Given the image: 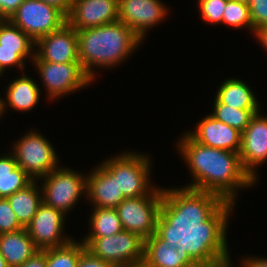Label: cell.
<instances>
[{
  "mask_svg": "<svg viewBox=\"0 0 267 267\" xmlns=\"http://www.w3.org/2000/svg\"><path fill=\"white\" fill-rule=\"evenodd\" d=\"M217 89L214 97L222 104L239 109H261L254 91L242 79L229 77Z\"/></svg>",
  "mask_w": 267,
  "mask_h": 267,
  "instance_id": "22",
  "label": "cell"
},
{
  "mask_svg": "<svg viewBox=\"0 0 267 267\" xmlns=\"http://www.w3.org/2000/svg\"><path fill=\"white\" fill-rule=\"evenodd\" d=\"M162 200L163 187L159 185L147 196L125 198L116 207L123 230L150 238L156 232Z\"/></svg>",
  "mask_w": 267,
  "mask_h": 267,
  "instance_id": "9",
  "label": "cell"
},
{
  "mask_svg": "<svg viewBox=\"0 0 267 267\" xmlns=\"http://www.w3.org/2000/svg\"><path fill=\"white\" fill-rule=\"evenodd\" d=\"M46 4L56 7L66 17L70 14L73 0H40Z\"/></svg>",
  "mask_w": 267,
  "mask_h": 267,
  "instance_id": "36",
  "label": "cell"
},
{
  "mask_svg": "<svg viewBox=\"0 0 267 267\" xmlns=\"http://www.w3.org/2000/svg\"><path fill=\"white\" fill-rule=\"evenodd\" d=\"M99 164L87 172L86 198L92 207L116 208L125 197L118 189L117 177L102 163Z\"/></svg>",
  "mask_w": 267,
  "mask_h": 267,
  "instance_id": "18",
  "label": "cell"
},
{
  "mask_svg": "<svg viewBox=\"0 0 267 267\" xmlns=\"http://www.w3.org/2000/svg\"><path fill=\"white\" fill-rule=\"evenodd\" d=\"M7 200L19 223L26 228L43 202L40 183L34 180L26 188L7 197Z\"/></svg>",
  "mask_w": 267,
  "mask_h": 267,
  "instance_id": "23",
  "label": "cell"
},
{
  "mask_svg": "<svg viewBox=\"0 0 267 267\" xmlns=\"http://www.w3.org/2000/svg\"><path fill=\"white\" fill-rule=\"evenodd\" d=\"M200 18L207 24H222L227 0H197Z\"/></svg>",
  "mask_w": 267,
  "mask_h": 267,
  "instance_id": "29",
  "label": "cell"
},
{
  "mask_svg": "<svg viewBox=\"0 0 267 267\" xmlns=\"http://www.w3.org/2000/svg\"><path fill=\"white\" fill-rule=\"evenodd\" d=\"M222 24L235 30L246 27L245 29L250 30L252 34V21L248 4L236 0H227Z\"/></svg>",
  "mask_w": 267,
  "mask_h": 267,
  "instance_id": "28",
  "label": "cell"
},
{
  "mask_svg": "<svg viewBox=\"0 0 267 267\" xmlns=\"http://www.w3.org/2000/svg\"><path fill=\"white\" fill-rule=\"evenodd\" d=\"M32 66L37 70L46 97L58 101L63 96L72 95L78 90L88 88L93 83L92 78L85 72L80 61L72 63H51L40 60L36 55Z\"/></svg>",
  "mask_w": 267,
  "mask_h": 267,
  "instance_id": "6",
  "label": "cell"
},
{
  "mask_svg": "<svg viewBox=\"0 0 267 267\" xmlns=\"http://www.w3.org/2000/svg\"><path fill=\"white\" fill-rule=\"evenodd\" d=\"M4 113H5L4 99L0 96V120L1 117L4 115Z\"/></svg>",
  "mask_w": 267,
  "mask_h": 267,
  "instance_id": "40",
  "label": "cell"
},
{
  "mask_svg": "<svg viewBox=\"0 0 267 267\" xmlns=\"http://www.w3.org/2000/svg\"><path fill=\"white\" fill-rule=\"evenodd\" d=\"M81 241L89 252L113 267H128L144 258L145 239L126 230L105 237H83Z\"/></svg>",
  "mask_w": 267,
  "mask_h": 267,
  "instance_id": "8",
  "label": "cell"
},
{
  "mask_svg": "<svg viewBox=\"0 0 267 267\" xmlns=\"http://www.w3.org/2000/svg\"><path fill=\"white\" fill-rule=\"evenodd\" d=\"M10 148L16 162L32 179L38 180L56 169L59 157L52 143L38 131H26Z\"/></svg>",
  "mask_w": 267,
  "mask_h": 267,
  "instance_id": "7",
  "label": "cell"
},
{
  "mask_svg": "<svg viewBox=\"0 0 267 267\" xmlns=\"http://www.w3.org/2000/svg\"><path fill=\"white\" fill-rule=\"evenodd\" d=\"M236 1H239V2H243V3L249 4L251 0H236Z\"/></svg>",
  "mask_w": 267,
  "mask_h": 267,
  "instance_id": "42",
  "label": "cell"
},
{
  "mask_svg": "<svg viewBox=\"0 0 267 267\" xmlns=\"http://www.w3.org/2000/svg\"><path fill=\"white\" fill-rule=\"evenodd\" d=\"M72 169L60 165L38 179L43 202L66 216L79 205L81 197H87V174Z\"/></svg>",
  "mask_w": 267,
  "mask_h": 267,
  "instance_id": "5",
  "label": "cell"
},
{
  "mask_svg": "<svg viewBox=\"0 0 267 267\" xmlns=\"http://www.w3.org/2000/svg\"><path fill=\"white\" fill-rule=\"evenodd\" d=\"M175 142L192 178L184 187L212 192L236 204L241 188L250 189L257 184L244 170L238 152L204 146L186 132Z\"/></svg>",
  "mask_w": 267,
  "mask_h": 267,
  "instance_id": "2",
  "label": "cell"
},
{
  "mask_svg": "<svg viewBox=\"0 0 267 267\" xmlns=\"http://www.w3.org/2000/svg\"><path fill=\"white\" fill-rule=\"evenodd\" d=\"M24 0H0V19H9Z\"/></svg>",
  "mask_w": 267,
  "mask_h": 267,
  "instance_id": "33",
  "label": "cell"
},
{
  "mask_svg": "<svg viewBox=\"0 0 267 267\" xmlns=\"http://www.w3.org/2000/svg\"><path fill=\"white\" fill-rule=\"evenodd\" d=\"M34 181L16 162L13 153L0 154V198H7Z\"/></svg>",
  "mask_w": 267,
  "mask_h": 267,
  "instance_id": "24",
  "label": "cell"
},
{
  "mask_svg": "<svg viewBox=\"0 0 267 267\" xmlns=\"http://www.w3.org/2000/svg\"><path fill=\"white\" fill-rule=\"evenodd\" d=\"M240 267H267V258L248 255L239 259Z\"/></svg>",
  "mask_w": 267,
  "mask_h": 267,
  "instance_id": "34",
  "label": "cell"
},
{
  "mask_svg": "<svg viewBox=\"0 0 267 267\" xmlns=\"http://www.w3.org/2000/svg\"><path fill=\"white\" fill-rule=\"evenodd\" d=\"M9 20L34 42L67 23V17L61 11L40 0H24Z\"/></svg>",
  "mask_w": 267,
  "mask_h": 267,
  "instance_id": "10",
  "label": "cell"
},
{
  "mask_svg": "<svg viewBox=\"0 0 267 267\" xmlns=\"http://www.w3.org/2000/svg\"><path fill=\"white\" fill-rule=\"evenodd\" d=\"M3 74H4V73H3V72L0 70V77H2V76H3Z\"/></svg>",
  "mask_w": 267,
  "mask_h": 267,
  "instance_id": "43",
  "label": "cell"
},
{
  "mask_svg": "<svg viewBox=\"0 0 267 267\" xmlns=\"http://www.w3.org/2000/svg\"><path fill=\"white\" fill-rule=\"evenodd\" d=\"M66 215L42 202L31 222L26 226L38 250L61 247L73 237L64 235Z\"/></svg>",
  "mask_w": 267,
  "mask_h": 267,
  "instance_id": "12",
  "label": "cell"
},
{
  "mask_svg": "<svg viewBox=\"0 0 267 267\" xmlns=\"http://www.w3.org/2000/svg\"><path fill=\"white\" fill-rule=\"evenodd\" d=\"M85 248L81 239L78 241L73 238L61 247L45 249L46 267H76Z\"/></svg>",
  "mask_w": 267,
  "mask_h": 267,
  "instance_id": "27",
  "label": "cell"
},
{
  "mask_svg": "<svg viewBox=\"0 0 267 267\" xmlns=\"http://www.w3.org/2000/svg\"><path fill=\"white\" fill-rule=\"evenodd\" d=\"M19 267H46L45 250H39L29 260Z\"/></svg>",
  "mask_w": 267,
  "mask_h": 267,
  "instance_id": "35",
  "label": "cell"
},
{
  "mask_svg": "<svg viewBox=\"0 0 267 267\" xmlns=\"http://www.w3.org/2000/svg\"><path fill=\"white\" fill-rule=\"evenodd\" d=\"M22 72V76H18L5 87L4 92V108L14 109L17 112L31 111L40 102L41 90L38 82L30 75Z\"/></svg>",
  "mask_w": 267,
  "mask_h": 267,
  "instance_id": "19",
  "label": "cell"
},
{
  "mask_svg": "<svg viewBox=\"0 0 267 267\" xmlns=\"http://www.w3.org/2000/svg\"><path fill=\"white\" fill-rule=\"evenodd\" d=\"M144 258L157 267H199L187 253L160 239L155 233L145 239Z\"/></svg>",
  "mask_w": 267,
  "mask_h": 267,
  "instance_id": "21",
  "label": "cell"
},
{
  "mask_svg": "<svg viewBox=\"0 0 267 267\" xmlns=\"http://www.w3.org/2000/svg\"><path fill=\"white\" fill-rule=\"evenodd\" d=\"M119 21L118 0H73L67 23L77 30Z\"/></svg>",
  "mask_w": 267,
  "mask_h": 267,
  "instance_id": "16",
  "label": "cell"
},
{
  "mask_svg": "<svg viewBox=\"0 0 267 267\" xmlns=\"http://www.w3.org/2000/svg\"><path fill=\"white\" fill-rule=\"evenodd\" d=\"M252 21V33L267 25V0H251L248 4Z\"/></svg>",
  "mask_w": 267,
  "mask_h": 267,
  "instance_id": "31",
  "label": "cell"
},
{
  "mask_svg": "<svg viewBox=\"0 0 267 267\" xmlns=\"http://www.w3.org/2000/svg\"><path fill=\"white\" fill-rule=\"evenodd\" d=\"M235 206L212 192L163 186L155 234L199 267L220 262L231 257L227 233Z\"/></svg>",
  "mask_w": 267,
  "mask_h": 267,
  "instance_id": "1",
  "label": "cell"
},
{
  "mask_svg": "<svg viewBox=\"0 0 267 267\" xmlns=\"http://www.w3.org/2000/svg\"><path fill=\"white\" fill-rule=\"evenodd\" d=\"M128 267H157L150 263L146 258L138 259L134 263H131Z\"/></svg>",
  "mask_w": 267,
  "mask_h": 267,
  "instance_id": "39",
  "label": "cell"
},
{
  "mask_svg": "<svg viewBox=\"0 0 267 267\" xmlns=\"http://www.w3.org/2000/svg\"><path fill=\"white\" fill-rule=\"evenodd\" d=\"M23 228L10 207L7 198H0V234L14 232Z\"/></svg>",
  "mask_w": 267,
  "mask_h": 267,
  "instance_id": "30",
  "label": "cell"
},
{
  "mask_svg": "<svg viewBox=\"0 0 267 267\" xmlns=\"http://www.w3.org/2000/svg\"><path fill=\"white\" fill-rule=\"evenodd\" d=\"M212 112L209 113L216 120L221 121L241 133L246 129L250 120L261 109H239L220 103L214 98Z\"/></svg>",
  "mask_w": 267,
  "mask_h": 267,
  "instance_id": "26",
  "label": "cell"
},
{
  "mask_svg": "<svg viewBox=\"0 0 267 267\" xmlns=\"http://www.w3.org/2000/svg\"><path fill=\"white\" fill-rule=\"evenodd\" d=\"M234 263L232 262L231 257L222 260L220 262L214 263V264H209L206 266H202V267H233L235 265H233Z\"/></svg>",
  "mask_w": 267,
  "mask_h": 267,
  "instance_id": "38",
  "label": "cell"
},
{
  "mask_svg": "<svg viewBox=\"0 0 267 267\" xmlns=\"http://www.w3.org/2000/svg\"><path fill=\"white\" fill-rule=\"evenodd\" d=\"M0 267H9L7 264V261L4 259V257L0 254Z\"/></svg>",
  "mask_w": 267,
  "mask_h": 267,
  "instance_id": "41",
  "label": "cell"
},
{
  "mask_svg": "<svg viewBox=\"0 0 267 267\" xmlns=\"http://www.w3.org/2000/svg\"><path fill=\"white\" fill-rule=\"evenodd\" d=\"M109 157L101 163L117 177L118 189L125 198L147 196L158 186L151 183L152 162L149 154L126 150Z\"/></svg>",
  "mask_w": 267,
  "mask_h": 267,
  "instance_id": "4",
  "label": "cell"
},
{
  "mask_svg": "<svg viewBox=\"0 0 267 267\" xmlns=\"http://www.w3.org/2000/svg\"><path fill=\"white\" fill-rule=\"evenodd\" d=\"M35 55L51 63L79 61L78 34L68 23L35 42Z\"/></svg>",
  "mask_w": 267,
  "mask_h": 267,
  "instance_id": "15",
  "label": "cell"
},
{
  "mask_svg": "<svg viewBox=\"0 0 267 267\" xmlns=\"http://www.w3.org/2000/svg\"><path fill=\"white\" fill-rule=\"evenodd\" d=\"M168 8L162 0H118L119 21L145 42L148 30L167 19Z\"/></svg>",
  "mask_w": 267,
  "mask_h": 267,
  "instance_id": "11",
  "label": "cell"
},
{
  "mask_svg": "<svg viewBox=\"0 0 267 267\" xmlns=\"http://www.w3.org/2000/svg\"><path fill=\"white\" fill-rule=\"evenodd\" d=\"M35 56V42L9 19H0V70L11 68L25 72L26 60Z\"/></svg>",
  "mask_w": 267,
  "mask_h": 267,
  "instance_id": "13",
  "label": "cell"
},
{
  "mask_svg": "<svg viewBox=\"0 0 267 267\" xmlns=\"http://www.w3.org/2000/svg\"><path fill=\"white\" fill-rule=\"evenodd\" d=\"M253 35L257 39L256 41L267 51V25L257 29Z\"/></svg>",
  "mask_w": 267,
  "mask_h": 267,
  "instance_id": "37",
  "label": "cell"
},
{
  "mask_svg": "<svg viewBox=\"0 0 267 267\" xmlns=\"http://www.w3.org/2000/svg\"><path fill=\"white\" fill-rule=\"evenodd\" d=\"M77 34L79 61L93 81L99 69L118 67L143 44L133 30L120 21L77 30Z\"/></svg>",
  "mask_w": 267,
  "mask_h": 267,
  "instance_id": "3",
  "label": "cell"
},
{
  "mask_svg": "<svg viewBox=\"0 0 267 267\" xmlns=\"http://www.w3.org/2000/svg\"><path fill=\"white\" fill-rule=\"evenodd\" d=\"M39 250L26 228L0 234V254L9 267H19Z\"/></svg>",
  "mask_w": 267,
  "mask_h": 267,
  "instance_id": "20",
  "label": "cell"
},
{
  "mask_svg": "<svg viewBox=\"0 0 267 267\" xmlns=\"http://www.w3.org/2000/svg\"><path fill=\"white\" fill-rule=\"evenodd\" d=\"M76 267H113L110 263L94 256L86 248L82 251Z\"/></svg>",
  "mask_w": 267,
  "mask_h": 267,
  "instance_id": "32",
  "label": "cell"
},
{
  "mask_svg": "<svg viewBox=\"0 0 267 267\" xmlns=\"http://www.w3.org/2000/svg\"><path fill=\"white\" fill-rule=\"evenodd\" d=\"M239 156L244 170L258 183V167L267 162V115L261 110L242 132Z\"/></svg>",
  "mask_w": 267,
  "mask_h": 267,
  "instance_id": "14",
  "label": "cell"
},
{
  "mask_svg": "<svg viewBox=\"0 0 267 267\" xmlns=\"http://www.w3.org/2000/svg\"><path fill=\"white\" fill-rule=\"evenodd\" d=\"M195 128L185 131L194 141L207 147L239 153L242 133L237 129L216 120L210 114L201 118Z\"/></svg>",
  "mask_w": 267,
  "mask_h": 267,
  "instance_id": "17",
  "label": "cell"
},
{
  "mask_svg": "<svg viewBox=\"0 0 267 267\" xmlns=\"http://www.w3.org/2000/svg\"><path fill=\"white\" fill-rule=\"evenodd\" d=\"M88 218V233L84 237H105L123 230L116 208H95Z\"/></svg>",
  "mask_w": 267,
  "mask_h": 267,
  "instance_id": "25",
  "label": "cell"
}]
</instances>
